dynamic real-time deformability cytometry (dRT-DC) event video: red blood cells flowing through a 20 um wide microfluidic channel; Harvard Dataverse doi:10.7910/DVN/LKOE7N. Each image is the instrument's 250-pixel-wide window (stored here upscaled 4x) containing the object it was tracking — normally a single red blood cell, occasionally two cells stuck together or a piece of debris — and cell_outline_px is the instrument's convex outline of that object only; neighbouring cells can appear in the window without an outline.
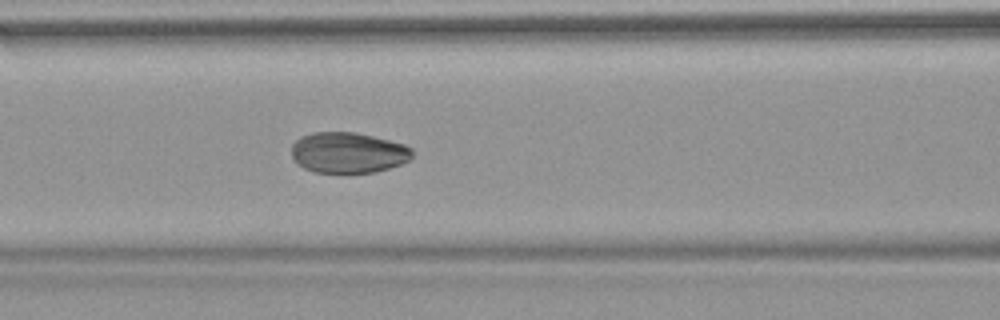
{"species": "common noctule bat (a hibernating species)", "species_latin": "Nyctalus noctula", "temperature_condition": "warm", "stored_images_in_passage": 38, "camera_frame_rate_fps": 3000, "um_per_image_px": 0.085, "animal": {"sex": "female", "body_mass_g": 18.4}, "frame": {"image": 1, "passage_image": 22, "time_ms": 7.0, "image_size_px": [1000, 320], "cell_outline_px": [[412, 156], [408, 160], [400, 164], [376, 172], [316, 172], [304, 168], [296, 164], [292, 156], [292, 144], [300, 136], [312, 132], [356, 132], [404, 144], [412, 148]], "centroid_in_image_um": [29.56, 12.96], "position_along_channel_um": 137.0, "area_um2": 28.61}}